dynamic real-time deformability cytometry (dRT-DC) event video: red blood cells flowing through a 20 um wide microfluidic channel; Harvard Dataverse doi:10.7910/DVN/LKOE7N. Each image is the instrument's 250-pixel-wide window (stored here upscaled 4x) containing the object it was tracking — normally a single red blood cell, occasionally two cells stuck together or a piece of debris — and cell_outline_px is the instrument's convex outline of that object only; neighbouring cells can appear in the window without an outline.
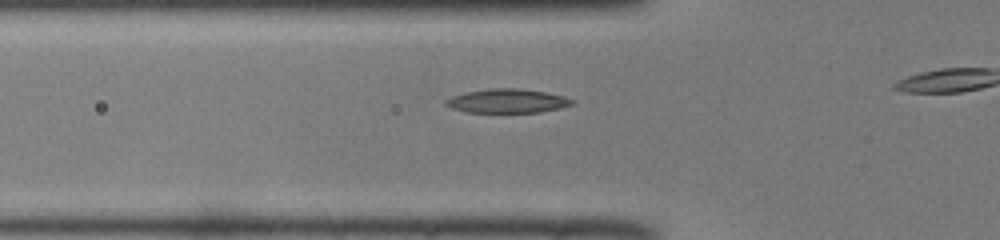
{"species": "common noctule bat (a hibernating species)", "species_latin": "Nyctalus noctula", "temperature_condition": "room temperature", "stored_images_in_passage": 13, "camera_frame_rate_fps": 3000, "um_per_image_px": 0.085, "animal": {"sex": "male", "body_mass_g": 19.0, "forearm_length_mm": 50.8}, "frame": {"image": 1, "passage_image": 8, "time_ms": 2.333, "image_size_px": [1000, 240], "cell_outline_px": [[576, 104], [560, 108], [540, 112], [464, 112], [452, 108], [444, 104], [444, 100], [452, 96], [464, 92], [488, 88], [520, 88], [544, 92], [564, 96], [576, 100]], "centroid_in_image_um": [43.13, 8.57], "position_along_channel_um": 82.7, "area_um2": 17.86}}
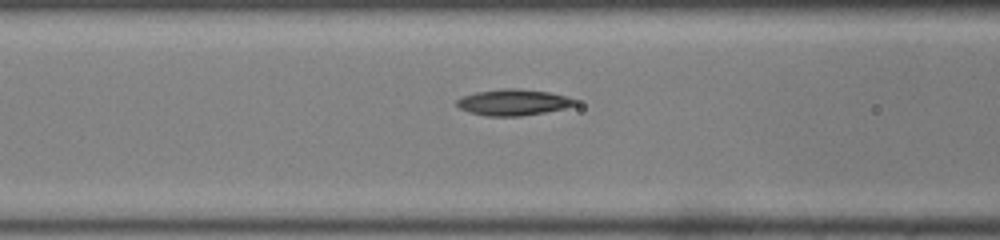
{"frame": {"image": 2, "passage_image": 11, "time_ms": 3.333, "image_size_px": [1000, 240], "cell_outline_px": [[576, 104], [564, 108], [544, 112], [520, 116], [484, 116], [468, 112], [460, 108], [456, 104], [456, 100], [464, 96], [476, 92], [504, 88], [516, 88], [548, 92], [564, 96], [576, 100]], "centroid_in_image_um": [43.58, 8.7], "position_along_channel_um": 123.0, "area_um2": 17.8}}